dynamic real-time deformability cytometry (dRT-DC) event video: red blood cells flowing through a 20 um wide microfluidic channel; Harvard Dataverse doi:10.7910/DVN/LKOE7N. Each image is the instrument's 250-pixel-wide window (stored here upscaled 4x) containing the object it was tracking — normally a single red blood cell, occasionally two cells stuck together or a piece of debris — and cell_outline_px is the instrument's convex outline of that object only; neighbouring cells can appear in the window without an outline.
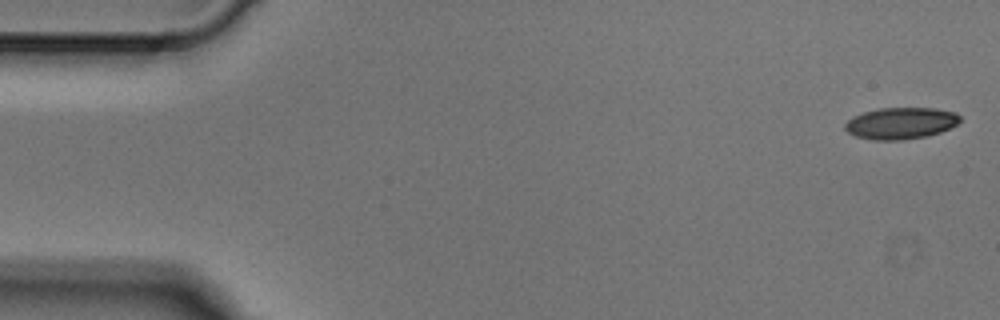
{"species": "Egyptian fruit bat (a non-hibernating species)", "species_latin": "Rousettus aegyptiacus", "temperature_condition": "cold", "stored_images_in_passage": 4, "camera_frame_rate_fps": 3000, "um_per_image_px": 0.085, "animal": {"sex": "male"}, "frame": {"image": 1, "passage_image": 1, "time_ms": 0.0, "image_size_px": [1000, 320], "cell_outline_px": [[960, 120], [956, 124], [940, 132], [928, 136], [900, 140], [872, 140], [856, 136], [848, 132], [844, 128], [844, 124], [852, 116], [864, 112], [880, 108], [936, 108], [956, 112], [960, 116]], "centroid_in_image_um": [76.55, 10.47], "position_along_channel_um": 8.4, "area_um2": 21.21}}
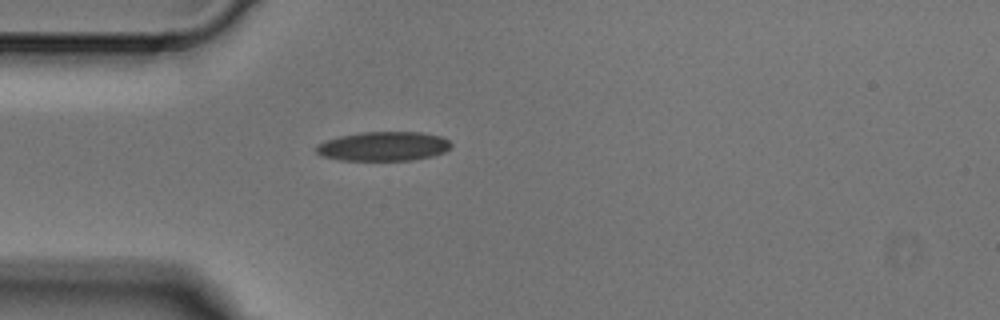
{"frame": {"image": 2, "passage_image": 4, "time_ms": 1.0, "image_size_px": [1000, 320], "cell_outline_px": [[452, 148], [444, 152], [432, 156], [412, 160], [340, 160], [324, 156], [316, 152], [316, 144], [340, 136], [360, 132], [420, 132], [440, 136], [448, 140], [452, 144]], "centroid_in_image_um": [32.62, 12.43], "position_along_channel_um": 52.4, "area_um2": 22.95}}